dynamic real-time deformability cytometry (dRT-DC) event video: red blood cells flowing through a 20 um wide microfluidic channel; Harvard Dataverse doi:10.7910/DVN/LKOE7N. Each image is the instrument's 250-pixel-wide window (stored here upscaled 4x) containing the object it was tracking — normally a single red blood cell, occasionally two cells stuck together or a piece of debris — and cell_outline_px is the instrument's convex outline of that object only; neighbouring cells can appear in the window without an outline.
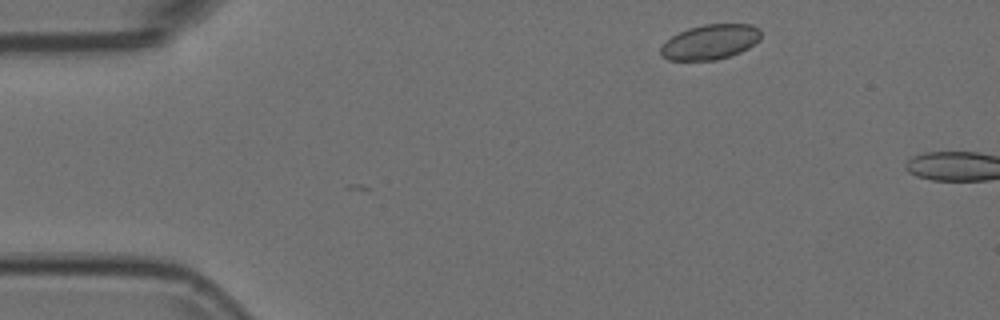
{"species": "Egyptian fruit bat (a non-hibernating species)", "species_latin": "Rousettus aegyptiacus", "temperature_condition": "room temperature", "stored_images_in_passage": 4, "camera_frame_rate_fps": 3000, "um_per_image_px": 0.085, "animal": {"sex": "female"}, "frame": {"image": 1, "passage_image": 4, "time_ms": 1.0, "image_size_px": [1000, 320], "cell_outline_px": [[760, 40], [748, 48], [740, 52], [716, 60], [668, 60], [660, 56], [660, 48], [672, 36], [688, 28], [704, 24], [752, 24], [760, 28]], "centroid_in_image_um": [60.37, 3.56], "position_along_channel_um": 24.6, "area_um2": 20.4}}